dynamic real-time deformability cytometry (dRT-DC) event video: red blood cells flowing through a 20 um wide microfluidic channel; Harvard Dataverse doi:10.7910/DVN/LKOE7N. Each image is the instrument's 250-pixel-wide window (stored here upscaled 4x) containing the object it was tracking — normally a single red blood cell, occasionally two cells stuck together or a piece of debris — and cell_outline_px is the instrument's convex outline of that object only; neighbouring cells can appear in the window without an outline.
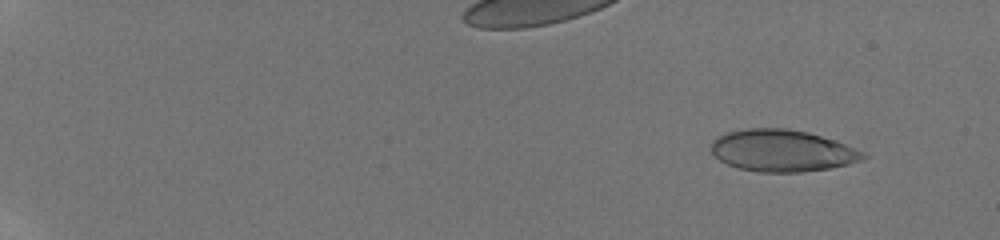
{"species": "human", "species_latin": "Homo sapiens", "temperature_condition": "room temperature", "stored_images_in_passage": 55, "camera_frame_rate_fps": 3000, "um_per_image_px": 0.085, "donor": {"sex": "male"}, "frame": {"image": 1, "passage_image": 4, "time_ms": 1.333, "image_size_px": [1000, 240], "cell_outline_px": [[868, 156], [860, 160], [848, 164], [828, 168], [800, 172], [756, 172], [740, 168], [728, 164], [720, 160], [712, 152], [712, 140], [716, 136], [728, 132], [744, 128], [788, 128], [808, 132], [836, 140], [864, 152]], "centroid_in_image_um": [66.48, 12.79], "position_along_channel_um": 18.5, "area_um2": 37.05}}
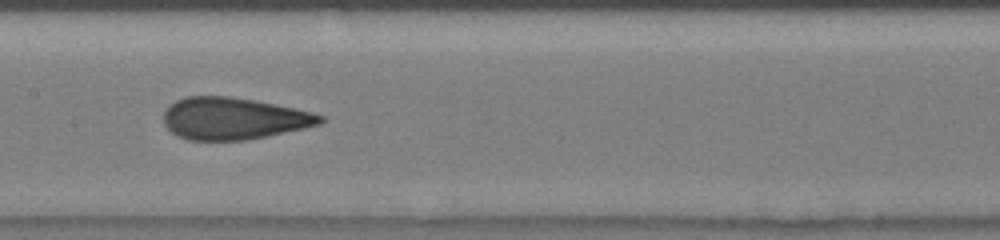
{"frame": {"image": 2, "passage_image": 28, "time_ms": 10.333, "image_size_px": [1000, 240], "cell_outline_px": [[324, 120], [320, 124], [304, 128], [244, 140], [188, 140], [176, 136], [164, 124], [164, 112], [176, 100], [188, 96], [228, 96], [252, 100], [312, 112], [324, 116]], "centroid_in_image_um": [19.82, 10.08], "position_along_channel_um": 187.6, "area_um2": 37.8}}
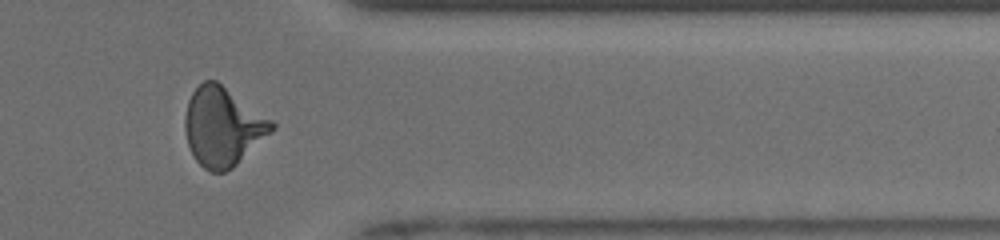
{"frame": {"image": 3, "passage_image": 47, "time_ms": 15.667, "image_size_px": [1000, 240], "cell_outline_px": [[276, 128], [272, 132], [232, 168], [224, 172], [212, 172], [204, 168], [196, 160], [188, 144], [184, 128], [184, 116], [188, 100], [192, 92], [204, 80], [216, 80], [272, 120], [276, 124]], "centroid_in_image_um": [18.93, 10.76], "position_along_channel_um": 392.5, "area_um2": 39.59}, "authors_computed_cell_mechanics": {"area_um2": 37.9746, "velocity_mm_per_s": 3.9423, "shape_relaxation_time_tau1_ms": 6.6015, "shape_relaxation_time_tau2_ms": 0.7598, "deformation_change_tau1": 0.2044, "deformation_change_tau2": 0.0809}}